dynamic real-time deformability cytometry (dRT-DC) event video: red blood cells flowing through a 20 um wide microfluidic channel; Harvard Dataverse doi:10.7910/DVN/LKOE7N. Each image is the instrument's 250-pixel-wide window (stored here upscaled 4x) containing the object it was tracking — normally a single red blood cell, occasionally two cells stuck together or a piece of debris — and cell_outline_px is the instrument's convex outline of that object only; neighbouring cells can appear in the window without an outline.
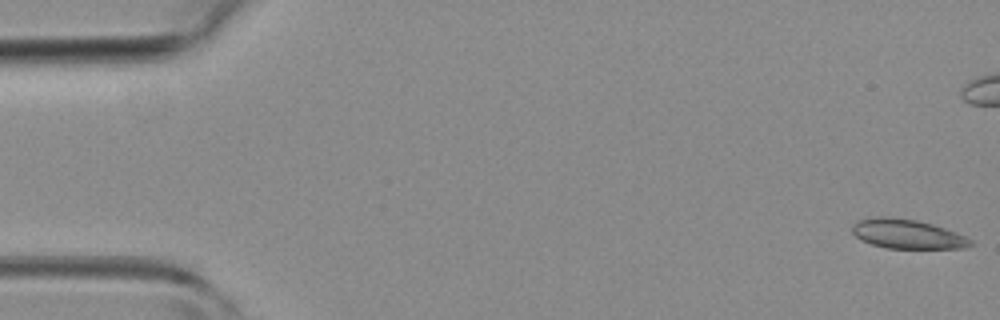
{"species": "common noctule bat (a hibernating species)", "species_latin": "Nyctalus noctula", "temperature_condition": "room temperature", "stored_images_in_passage": 6, "camera_frame_rate_fps": 3000, "um_per_image_px": 0.085, "animal": {"sex": "female", "body_mass_g": 19.3, "forearm_length_mm": 54.1}, "frame": {"image": 1, "passage_image": 1, "time_ms": 0.0, "image_size_px": [1000, 320], "cell_outline_px": [[976, 244], [968, 248], [884, 248], [860, 240], [852, 232], [852, 224], [860, 220], [876, 216], [888, 216], [916, 220], [932, 224], [968, 236]], "centroid_in_image_um": [77.16, 19.89], "position_along_channel_um": 7.8, "area_um2": 20.46}}
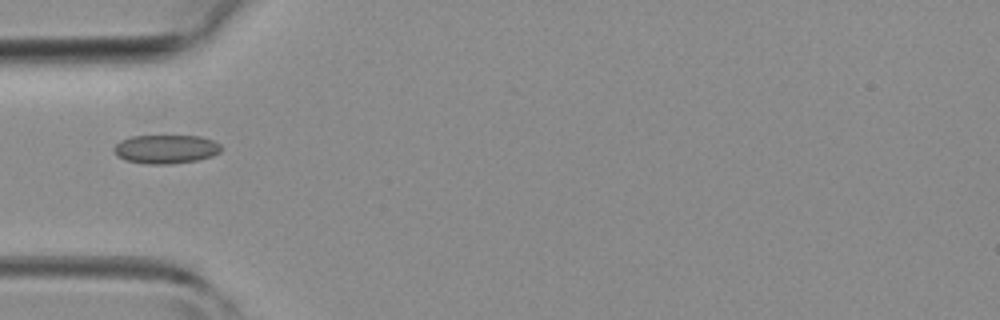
{"frame": {"image": 2, "passage_image": 6, "time_ms": 5.667, "image_size_px": [1000, 320], "cell_outline_px": [[220, 152], [212, 156], [196, 160], [172, 164], [148, 164], [124, 160], [116, 156], [112, 148], [120, 140], [132, 136], [200, 136], [212, 140], [220, 144]], "centroid_in_image_um": [14.05, 12.68], "position_along_channel_um": 70.9, "area_um2": 18.03}}